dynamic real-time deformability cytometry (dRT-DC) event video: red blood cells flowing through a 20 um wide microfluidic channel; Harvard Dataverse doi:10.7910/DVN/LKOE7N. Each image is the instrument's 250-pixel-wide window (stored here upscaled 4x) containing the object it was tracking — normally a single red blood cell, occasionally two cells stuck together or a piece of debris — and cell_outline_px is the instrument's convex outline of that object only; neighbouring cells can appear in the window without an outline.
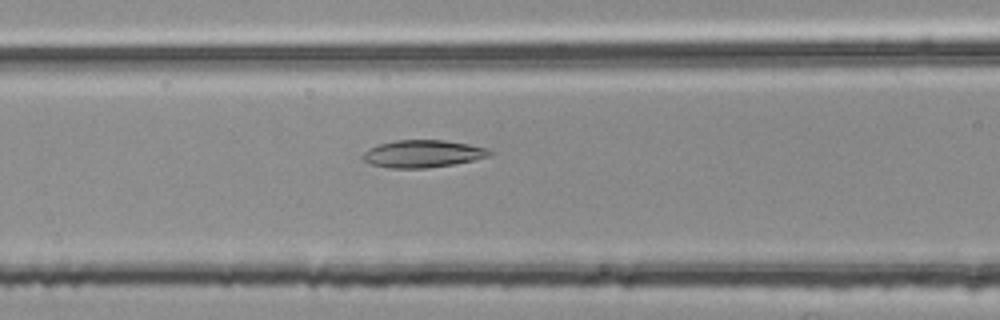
{"species": "common noctule bat (a hibernating species)", "species_latin": "Nyctalus noctula", "temperature_condition": "room temperature", "stored_images_in_passage": 3, "camera_frame_rate_fps": 3000, "um_per_image_px": 0.085, "animal": {"sex": "female", "body_mass_g": 25.1}, "frame": {"image": 1, "passage_image": 3, "time_ms": 0.667, "image_size_px": [1000, 320], "cell_outline_px": [[492, 152], [488, 156], [472, 160], [452, 164], [428, 168], [388, 168], [372, 164], [364, 160], [360, 156], [368, 148], [380, 144], [396, 140], [444, 140], [468, 144], [488, 148]], "centroid_in_image_um": [35.9, 13.07], "position_along_channel_um": 130.7, "area_um2": 20.11}}